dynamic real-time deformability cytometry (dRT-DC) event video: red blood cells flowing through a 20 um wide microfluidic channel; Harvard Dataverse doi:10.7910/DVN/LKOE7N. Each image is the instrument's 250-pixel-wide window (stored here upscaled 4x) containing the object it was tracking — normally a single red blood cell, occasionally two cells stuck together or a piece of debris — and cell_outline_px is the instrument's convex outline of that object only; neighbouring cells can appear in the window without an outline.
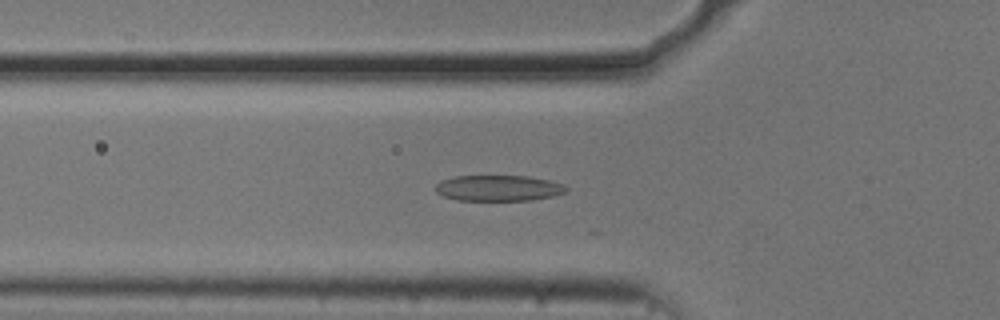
{"species": "common noctule bat (a hibernating species)", "species_latin": "Nyctalus noctula", "temperature_condition": "cold", "stored_images_in_passage": 31, "camera_frame_rate_fps": 3000, "um_per_image_px": 0.085, "animal": {"sex": "male", "body_mass_g": 20.5, "forearm_length_mm": 52.5}, "frame": {"image": 1, "passage_image": 18, "time_ms": 5.667, "image_size_px": [1000, 320], "cell_outline_px": [[568, 192], [552, 196], [532, 200], [456, 200], [444, 196], [436, 192], [436, 184], [440, 180], [456, 176], [528, 176], [548, 180], [564, 184], [568, 188]], "centroid_in_image_um": [42.39, 15.98], "position_along_channel_um": 83.4, "area_um2": 19.71}}
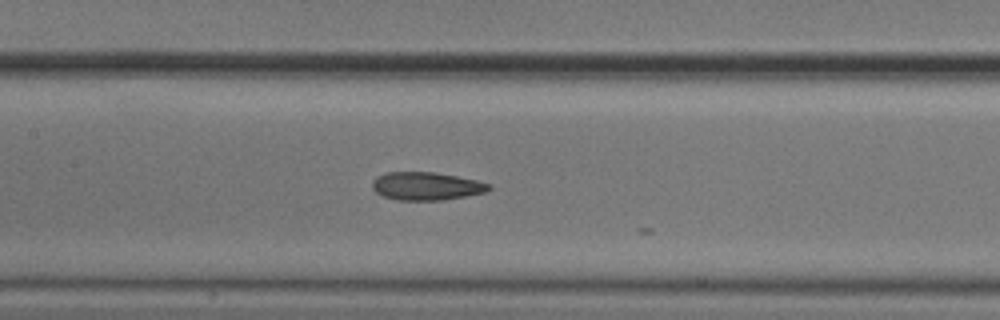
{"frame": {"image": 2, "passage_image": 25, "time_ms": 8.0, "image_size_px": [1000, 320], "cell_outline_px": [[492, 188], [484, 192], [464, 196], [440, 200], [400, 200], [384, 196], [376, 192], [372, 188], [372, 180], [376, 176], [384, 172], [432, 172], [456, 176], [476, 180], [492, 184]], "centroid_in_image_um": [36.21, 15.81], "position_along_channel_um": 171.2, "area_um2": 18.96}}
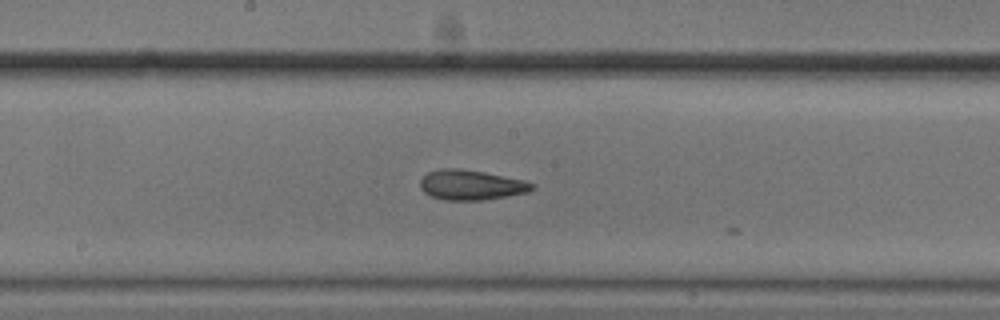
{"frame": {"image": 3, "passage_image": 28, "time_ms": 9.0, "image_size_px": [1000, 320], "cell_outline_px": [[536, 188], [528, 192], [480, 200], [444, 200], [432, 196], [424, 192], [420, 188], [420, 180], [428, 172], [440, 168], [456, 168], [484, 172], [524, 180], [536, 184]], "centroid_in_image_um": [40.04, 15.71], "position_along_channel_um": 208.2, "area_um2": 19.48}}